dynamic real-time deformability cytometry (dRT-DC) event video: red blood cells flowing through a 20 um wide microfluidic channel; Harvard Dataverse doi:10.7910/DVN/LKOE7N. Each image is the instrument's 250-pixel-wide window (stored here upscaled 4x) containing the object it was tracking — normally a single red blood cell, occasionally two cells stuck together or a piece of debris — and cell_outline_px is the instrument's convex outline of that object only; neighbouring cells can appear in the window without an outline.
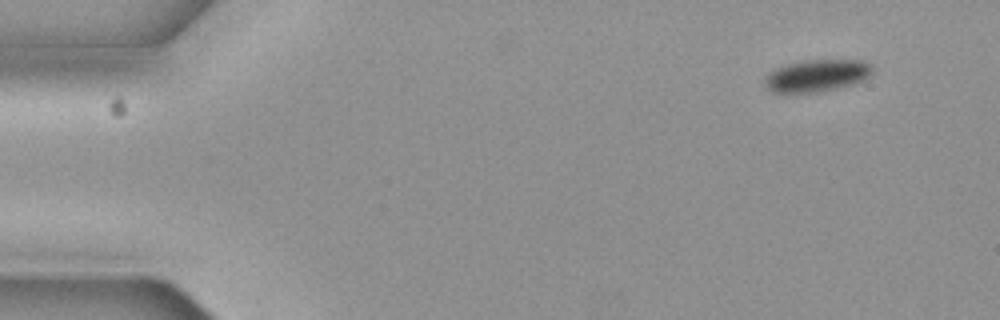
{"species": "common noctule bat (a hibernating species)", "species_latin": "Nyctalus noctula", "temperature_condition": "cold", "stored_images_in_passage": 10, "camera_frame_rate_fps": 3000, "um_per_image_px": 0.085, "animal": {"sex": "female", "body_mass_g": 19.3, "forearm_length_mm": 54.1}, "frame": {"image": 1, "passage_image": 1, "time_ms": 0.0, "image_size_px": [1000, 320], "cell_outline_px": [[872, 72], [868, 76], [852, 84], [836, 88], [816, 92], [772, 92], [764, 84], [764, 76], [768, 72], [784, 64], [804, 60], [864, 60], [872, 64]], "centroid_in_image_um": [69.39, 6.4], "position_along_channel_um": 15.6, "area_um2": 20.11}}
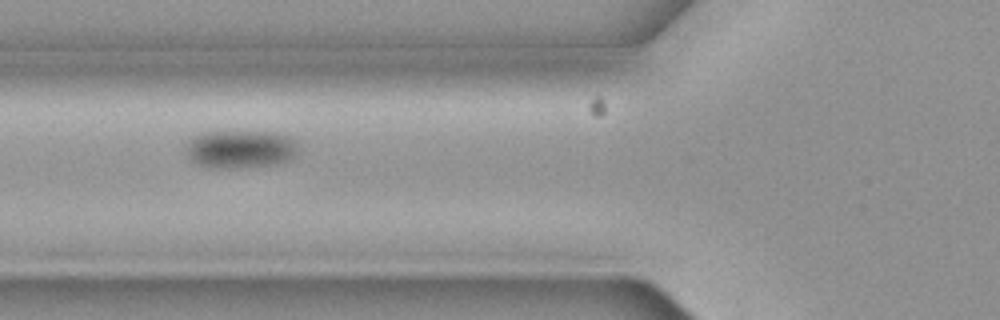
{"frame": {"image": 2, "passage_image": 6, "time_ms": 1.667, "image_size_px": [1000, 320], "cell_outline_px": [[296, 156], [288, 160], [272, 164], [228, 168], [212, 168], [188, 160], [184, 152], [184, 148], [188, 140], [192, 136], [200, 132], [276, 132], [288, 136], [296, 140]], "centroid_in_image_um": [20.35, 12.66], "position_along_channel_um": 105.4, "area_um2": 25.03}}
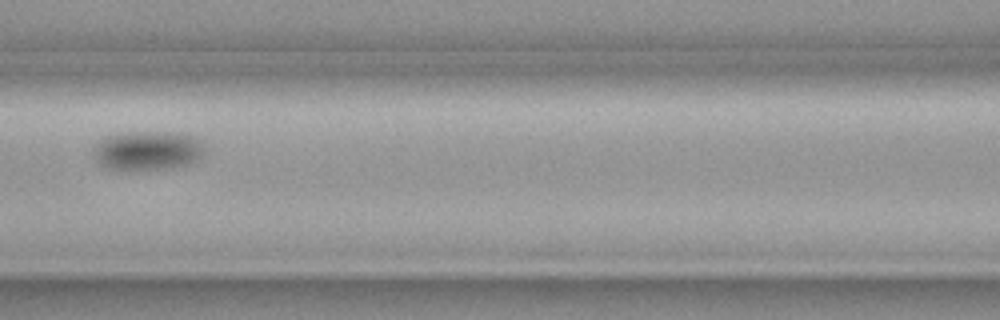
{"frame": {"image": 3, "passage_image": 7, "time_ms": 2.0, "image_size_px": [1000, 320], "cell_outline_px": [[204, 156], [192, 164], [164, 168], [132, 172], [108, 168], [100, 164], [96, 160], [92, 152], [92, 148], [104, 136], [120, 132], [184, 132], [200, 140], [204, 144]], "centroid_in_image_um": [12.54, 12.8], "position_along_channel_um": 154.1, "area_um2": 26.36}}